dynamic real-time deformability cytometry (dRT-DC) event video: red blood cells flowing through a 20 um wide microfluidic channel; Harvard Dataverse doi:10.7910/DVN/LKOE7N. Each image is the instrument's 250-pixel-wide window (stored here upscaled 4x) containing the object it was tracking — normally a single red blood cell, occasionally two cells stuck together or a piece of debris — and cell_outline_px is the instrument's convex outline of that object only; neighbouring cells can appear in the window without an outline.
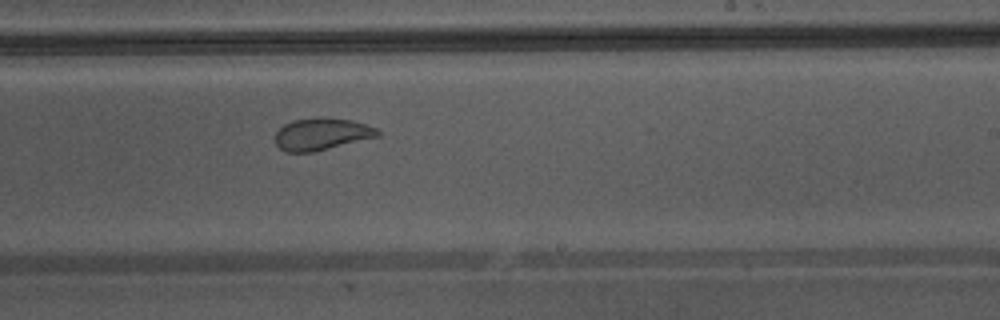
{"species": "Egyptian fruit bat (a non-hibernating species)", "species_latin": "Rousettus aegyptiacus", "temperature_condition": "warm", "stored_images_in_passage": 40, "camera_frame_rate_fps": 3000, "um_per_image_px": 0.085, "animal": {"sex": "male"}, "frame": {"image": 1, "passage_image": 23, "time_ms": 7.333, "image_size_px": [1000, 320], "cell_outline_px": [[380, 136], [312, 152], [284, 152], [276, 144], [276, 132], [284, 124], [296, 120], [352, 120], [376, 128], [380, 132]], "centroid_in_image_um": [27.34, 11.45], "position_along_channel_um": 261.7, "area_um2": 18.26}, "authors_computed_cell_mechanics": {"area_um2": 22.5131, "velocity_mm_per_s": 4.3426, "shape_relaxation_time_tau1_ms": null, "shape_relaxation_time_tau2_ms": 0.5537, "deformation_change_tau1": null, "deformation_change_tau2": 0.0489}}